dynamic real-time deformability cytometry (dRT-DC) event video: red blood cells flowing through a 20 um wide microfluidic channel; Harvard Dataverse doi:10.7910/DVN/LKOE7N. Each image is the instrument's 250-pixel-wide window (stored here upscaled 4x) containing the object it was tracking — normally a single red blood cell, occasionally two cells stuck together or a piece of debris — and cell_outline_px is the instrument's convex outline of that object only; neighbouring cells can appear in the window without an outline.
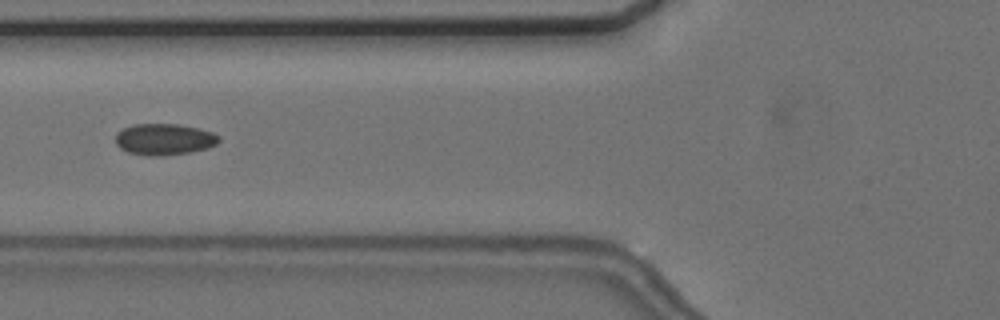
{"species": "common noctule bat (a hibernating species)", "species_latin": "Nyctalus noctula", "temperature_condition": "cold", "stored_images_in_passage": 4, "camera_frame_rate_fps": 3000, "um_per_image_px": 0.085, "animal": {"sex": "female", "body_mass_g": 24.6, "forearm_length_mm": 56.2}, "frame": {"image": 1, "passage_image": 2, "time_ms": 1.0, "image_size_px": [1000, 320], "cell_outline_px": [[220, 140], [216, 144], [208, 148], [188, 152], [160, 156], [148, 156], [128, 152], [120, 148], [116, 144], [116, 132], [132, 124], [180, 124], [200, 128], [212, 132], [220, 136]], "centroid_in_image_um": [13.96, 11.83], "position_along_channel_um": 111.8, "area_um2": 19.02}}